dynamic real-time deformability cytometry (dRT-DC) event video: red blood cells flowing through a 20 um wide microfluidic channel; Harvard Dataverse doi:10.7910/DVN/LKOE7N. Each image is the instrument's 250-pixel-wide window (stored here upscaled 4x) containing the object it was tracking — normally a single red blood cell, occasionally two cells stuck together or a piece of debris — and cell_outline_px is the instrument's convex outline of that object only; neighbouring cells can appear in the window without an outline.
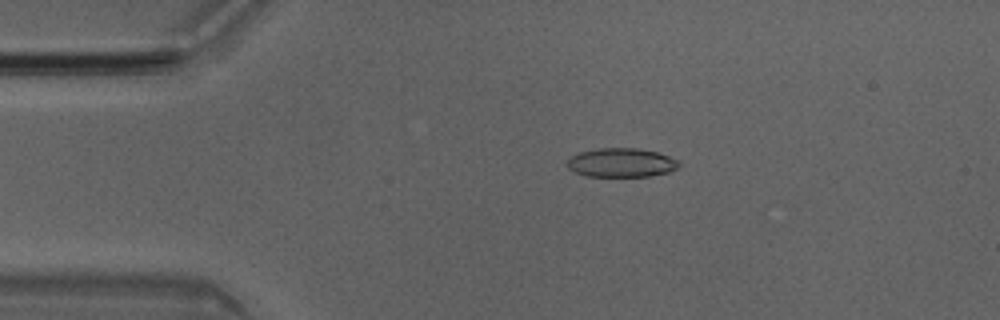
{"species": "Egyptian fruit bat (a non-hibernating species)", "species_latin": "Rousettus aegyptiacus", "temperature_condition": "room temperature", "stored_images_in_passage": 43, "camera_frame_rate_fps": 3000, "um_per_image_px": 0.085, "animal": {"sex": "male"}, "frame": {"image": 1, "passage_image": 3, "time_ms": 0.667, "image_size_px": [1000, 320], "cell_outline_px": [[680, 164], [676, 168], [668, 172], [648, 176], [584, 176], [568, 168], [568, 156], [580, 152], [600, 148], [636, 148], [656, 152], [680, 160]], "centroid_in_image_um": [52.8, 13.82], "position_along_channel_um": 32.2, "area_um2": 18.79}}
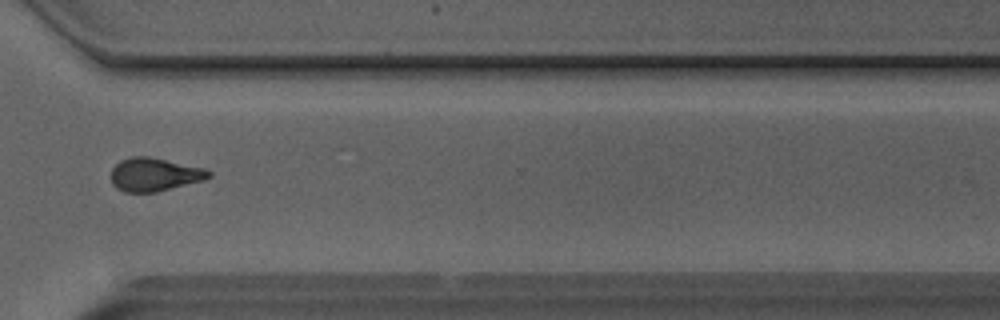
{"frame": {"image": 2, "passage_image": 30, "time_ms": 9.667, "image_size_px": [1000, 320], "cell_outline_px": [[212, 176], [204, 180], [156, 192], [124, 192], [116, 188], [112, 184], [112, 168], [120, 160], [132, 156], [148, 156], [204, 168], [212, 172]], "centroid_in_image_um": [13.12, 14.83], "position_along_channel_um": 357.5, "area_um2": 18.96}}
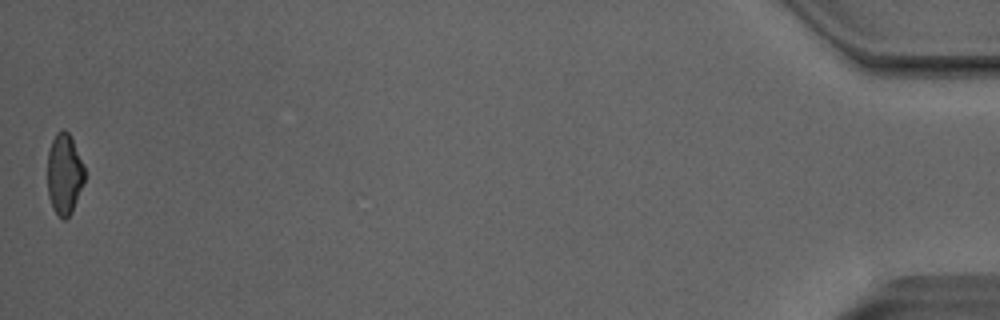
{"frame": {"image": 3, "passage_image": 43, "time_ms": 14.0, "image_size_px": [1000, 320], "cell_outline_px": [[84, 184], [72, 212], [64, 220], [60, 220], [52, 208], [48, 196], [48, 152], [52, 140], [56, 132], [60, 128], [64, 128], [72, 136], [84, 164]], "centroid_in_image_um": [5.48, 14.78], "position_along_channel_um": 429.7, "area_um2": 17.98}, "authors_computed_cell_mechanics": {"area_um2": 18.9584, "velocity_mm_per_s": 4.074, "shape_relaxation_time_tau1_ms": 6.8211, "shape_relaxation_time_tau2_ms": 2.5681, "deformation_change_tau1": 0.1696, "deformation_change_tau2": 0.1014}}